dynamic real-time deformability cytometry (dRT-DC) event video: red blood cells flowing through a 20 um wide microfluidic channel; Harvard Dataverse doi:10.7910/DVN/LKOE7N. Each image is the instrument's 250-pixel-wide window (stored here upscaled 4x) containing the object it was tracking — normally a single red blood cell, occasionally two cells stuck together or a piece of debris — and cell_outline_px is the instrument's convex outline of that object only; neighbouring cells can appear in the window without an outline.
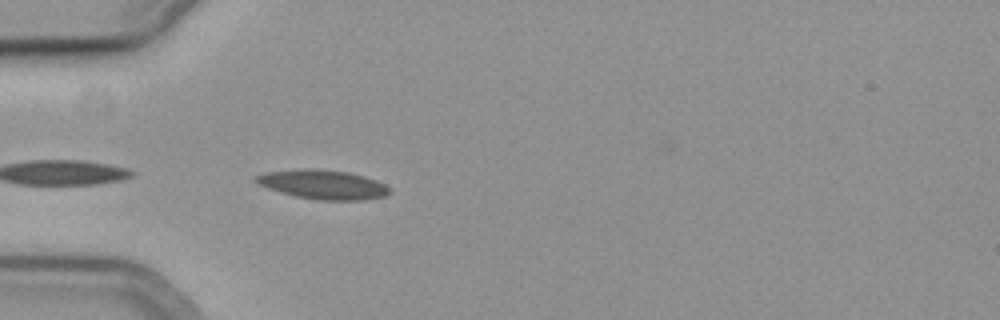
{"species": "common noctule bat (a hibernating species)", "species_latin": "Nyctalus noctula", "temperature_condition": "cold", "stored_images_in_passage": 9, "camera_frame_rate_fps": 3000, "um_per_image_px": 0.085, "animal": {"sex": "female", "body_mass_g": 19.3, "forearm_length_mm": 54.1}, "frame": {"image": 1, "passage_image": 2, "time_ms": 0.333, "image_size_px": [1000, 320], "cell_outline_px": [[392, 192], [384, 196], [368, 200], [316, 200], [296, 196], [280, 192], [268, 188], [252, 180], [256, 176], [264, 172], [312, 168], [348, 172], [364, 176], [376, 180], [392, 188]], "centroid_in_image_um": [27.49, 15.69], "position_along_channel_um": 57.5, "area_um2": 22.83}}